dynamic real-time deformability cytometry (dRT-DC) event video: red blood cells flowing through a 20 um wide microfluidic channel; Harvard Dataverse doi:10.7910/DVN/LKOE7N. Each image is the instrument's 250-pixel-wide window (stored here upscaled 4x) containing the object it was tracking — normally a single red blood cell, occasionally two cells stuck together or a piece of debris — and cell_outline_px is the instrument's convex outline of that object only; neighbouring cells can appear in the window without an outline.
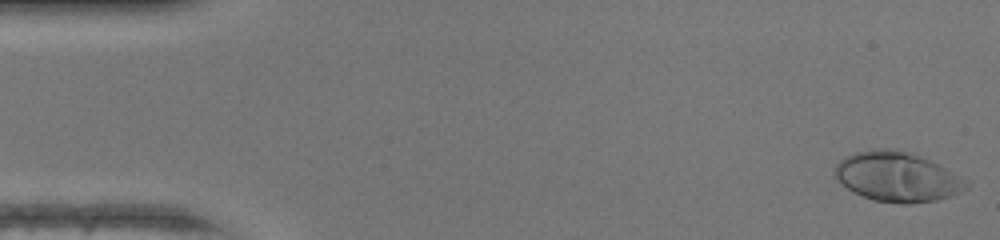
{"species": "human", "species_latin": "Homo sapiens", "temperature_condition": "warm", "stored_images_in_passage": 47, "camera_frame_rate_fps": 3000, "um_per_image_px": 0.085, "donor": {"sex": "female"}, "frame": {"image": 1, "passage_image": 1, "time_ms": 0.0, "image_size_px": [1000, 240], "cell_outline_px": [[968, 188], [960, 192], [936, 200], [908, 204], [900, 204], [872, 200], [848, 188], [836, 180], [832, 172], [836, 164], [844, 156], [856, 152], [872, 148], [896, 148], [928, 160], [968, 180]], "centroid_in_image_um": [76.21, 15.02], "position_along_channel_um": 8.8, "area_um2": 37.97}}
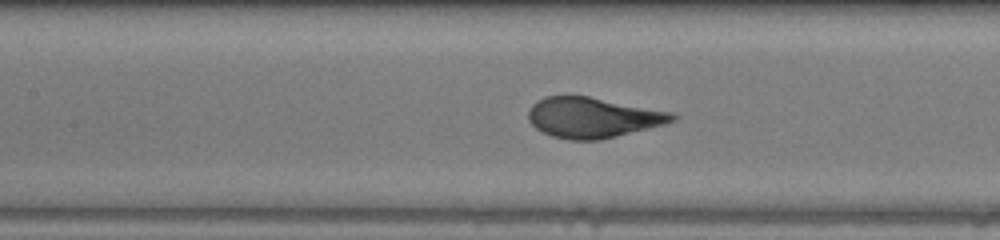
{"frame": {"image": 2, "passage_image": 21, "time_ms": 6.667, "image_size_px": [1000, 240], "cell_outline_px": [[680, 116], [676, 120], [664, 124], [600, 140], [568, 140], [552, 136], [536, 128], [528, 120], [528, 108], [536, 100], [544, 96], [588, 96], [676, 112]], "centroid_in_image_um": [50.41, 9.98], "position_along_channel_um": 157.0, "area_um2": 34.16}}
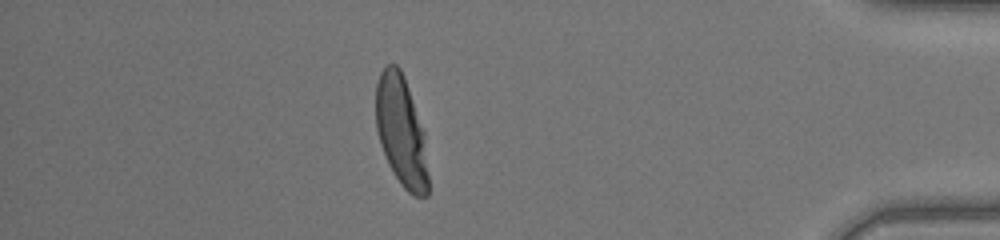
{"frame": {"image": 3, "passage_image": 41, "time_ms": 13.333, "image_size_px": [1000, 240], "cell_outline_px": [[428, 196], [416, 196], [408, 192], [400, 184], [392, 172], [388, 164], [380, 144], [376, 128], [376, 84], [380, 72], [388, 64], [396, 64], [400, 68], [404, 76], [424, 132], [428, 176]], "centroid_in_image_um": [34.09, 11.17], "position_along_channel_um": 401.1, "area_um2": 33.7}, "authors_computed_cell_mechanics": {"area_um2": 34.6222, "velocity_mm_per_s": 4.3545, "shape_relaxation_time_tau1_ms": 3.4248, "shape_relaxation_time_tau2_ms": null, "deformation_change_tau1": 0.234, "deformation_change_tau2": null}}